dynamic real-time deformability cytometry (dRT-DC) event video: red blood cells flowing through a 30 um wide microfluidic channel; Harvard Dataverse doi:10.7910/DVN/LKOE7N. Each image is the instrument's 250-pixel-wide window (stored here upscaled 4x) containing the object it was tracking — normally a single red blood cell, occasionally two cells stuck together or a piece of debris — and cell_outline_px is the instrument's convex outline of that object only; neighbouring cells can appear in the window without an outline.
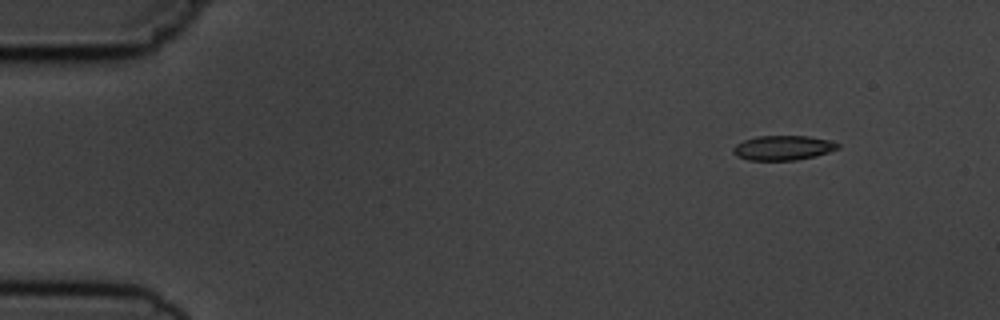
{"species": "common noctule bat (a hibernating species)", "species_latin": "Nyctalus noctula", "temperature_condition": "cold", "stored_images_in_passage": 4, "camera_frame_rate_fps": 3000, "um_per_image_px": 0.085, "animal": {"sex": "male", "body_mass_g": 19.5, "forearm_length_mm": 54.6}, "frame": {"image": 1, "passage_image": 1, "time_ms": 0.0, "image_size_px": [1000, 320], "cell_outline_px": [[840, 148], [816, 156], [796, 160], [748, 160], [736, 156], [732, 152], [732, 148], [736, 144], [744, 140], [756, 136], [808, 136], [832, 140], [840, 144]], "centroid_in_image_um": [66.57, 12.56], "position_along_channel_um": 18.4, "area_um2": 15.2}}
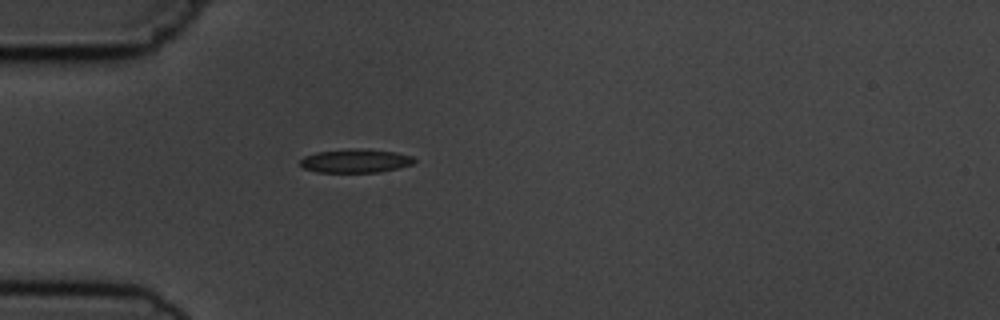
{"frame": {"image": 2, "passage_image": 4, "time_ms": 3.333, "image_size_px": [1000, 320], "cell_outline_px": [[416, 160], [412, 164], [380, 172], [316, 172], [304, 168], [300, 164], [300, 160], [304, 156], [316, 152], [352, 148], [360, 148], [396, 152], [412, 156]], "centroid_in_image_um": [30.2, 13.66], "position_along_channel_um": 54.8, "area_um2": 15.72}}